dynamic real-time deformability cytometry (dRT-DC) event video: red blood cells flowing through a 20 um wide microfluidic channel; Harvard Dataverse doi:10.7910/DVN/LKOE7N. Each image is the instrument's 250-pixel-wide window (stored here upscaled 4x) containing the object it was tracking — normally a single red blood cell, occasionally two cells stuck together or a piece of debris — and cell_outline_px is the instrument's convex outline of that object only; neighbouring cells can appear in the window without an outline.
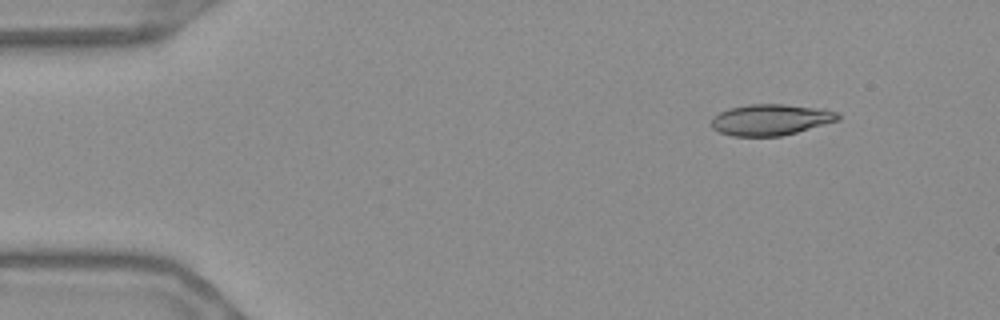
{"species": "Egyptian fruit bat (a non-hibernating species)", "species_latin": "Rousettus aegyptiacus", "temperature_condition": "warm", "stored_images_in_passage": 51, "camera_frame_rate_fps": 3000, "um_per_image_px": 0.085, "frame": {"image": 1, "passage_image": 2, "time_ms": 0.333, "image_size_px": [1000, 320], "cell_outline_px": [[840, 120], [796, 132], [780, 136], [732, 136], [720, 132], [712, 128], [712, 116], [728, 108], [748, 104], [784, 104], [840, 112]], "centroid_in_image_um": [65.48, 10.17], "position_along_channel_um": 19.5, "area_um2": 22.83}}
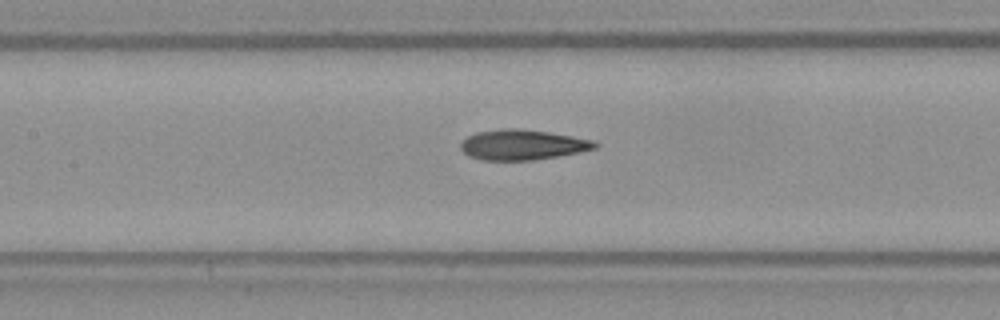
{"frame": {"image": 2, "passage_image": 21, "time_ms": 6.667, "image_size_px": [1000, 320], "cell_outline_px": [[600, 144], [596, 148], [580, 152], [560, 156], [532, 160], [484, 160], [468, 156], [460, 148], [460, 144], [468, 136], [476, 132], [500, 128], [520, 128], [548, 132], [596, 140]], "centroid_in_image_um": [44.44, 12.3], "position_along_channel_um": 163.0, "area_um2": 23.87}}
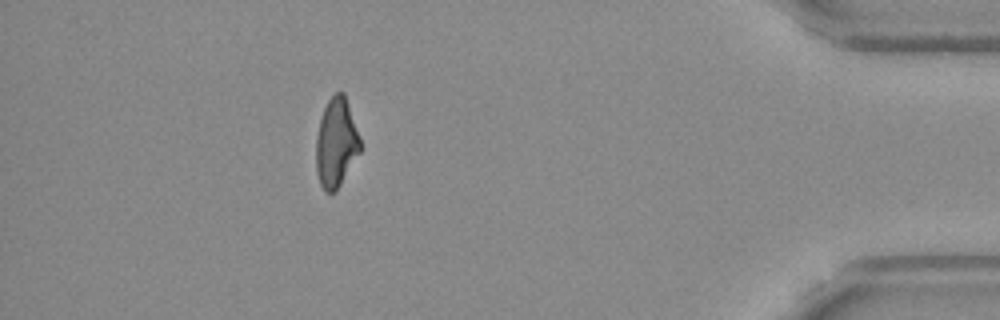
{"frame": {"image": 3, "passage_image": 45, "time_ms": 14.667, "image_size_px": [1000, 320], "cell_outline_px": [[360, 152], [336, 192], [324, 192], [320, 184], [316, 172], [316, 136], [320, 120], [324, 108], [328, 100], [336, 92], [344, 92], [360, 140]], "centroid_in_image_um": [28.55, 12.18], "position_along_channel_um": 406.6, "area_um2": 22.77}, "authors_computed_cell_mechanics": {"area_um2": 23.5824, "velocity_mm_per_s": 3.6856, "shape_relaxation_time_tau1_ms": 10.2027, "shape_relaxation_time_tau2_ms": 2.7558, "deformation_change_tau1": 0.2463, "deformation_change_tau2": 0.1092}}